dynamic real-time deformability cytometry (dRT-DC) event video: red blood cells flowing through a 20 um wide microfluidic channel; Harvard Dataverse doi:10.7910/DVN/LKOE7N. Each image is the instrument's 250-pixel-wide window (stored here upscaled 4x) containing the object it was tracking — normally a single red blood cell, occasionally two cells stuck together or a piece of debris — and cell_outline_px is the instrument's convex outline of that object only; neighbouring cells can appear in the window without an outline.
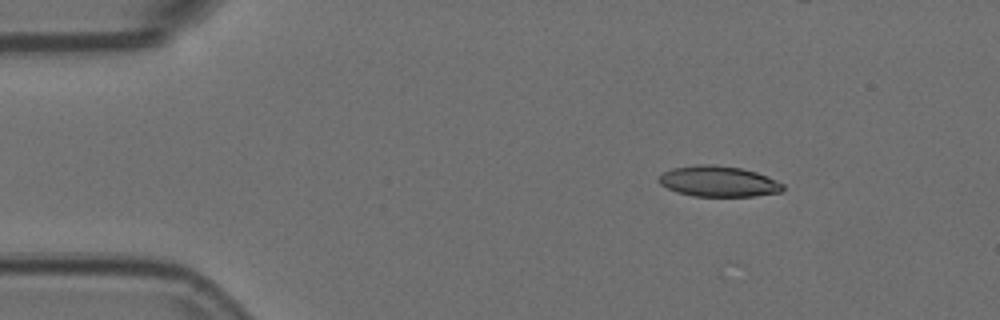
{"species": "Egyptian fruit bat (a non-hibernating species)", "species_latin": "Rousettus aegyptiacus", "temperature_condition": "room temperature", "stored_images_in_passage": 4, "camera_frame_rate_fps": 3000, "um_per_image_px": 0.085, "animal": {"sex": "female"}, "frame": {"image": 1, "passage_image": 2, "time_ms": 0.333, "image_size_px": [1000, 320], "cell_outline_px": [[784, 188], [780, 192], [756, 196], [692, 196], [676, 192], [660, 184], [656, 180], [664, 172], [672, 168], [696, 164], [712, 164], [740, 168], [756, 172], [768, 176], [784, 184]], "centroid_in_image_um": [61.06, 15.41], "position_along_channel_um": 23.9, "area_um2": 22.31}}